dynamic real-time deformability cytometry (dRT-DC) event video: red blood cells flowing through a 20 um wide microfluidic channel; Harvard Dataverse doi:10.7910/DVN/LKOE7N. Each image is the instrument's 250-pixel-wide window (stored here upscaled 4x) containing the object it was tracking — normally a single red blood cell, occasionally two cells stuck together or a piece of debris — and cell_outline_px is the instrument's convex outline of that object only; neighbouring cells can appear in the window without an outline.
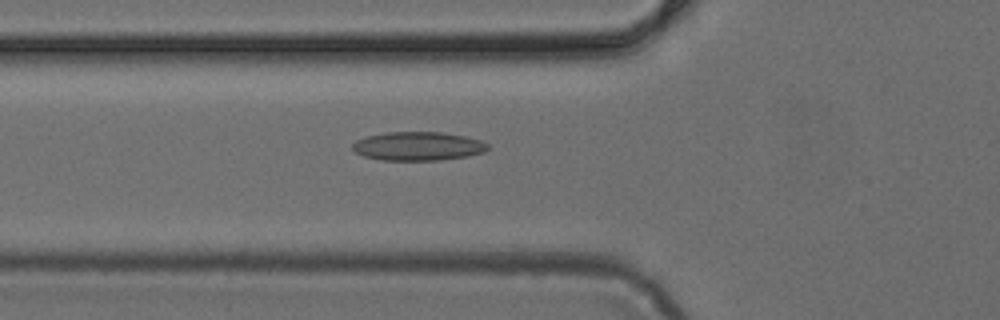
{"species": "common noctule bat (a hibernating species)", "species_latin": "Nyctalus noctula", "temperature_condition": "cold", "stored_images_in_passage": 49, "camera_frame_rate_fps": 3000, "um_per_image_px": 0.085, "animal": {"sex": "female", "body_mass_g": 24.6, "forearm_length_mm": 56.2}, "frame": {"image": 1, "passage_image": 18, "time_ms": 5.667, "image_size_px": [1000, 320], "cell_outline_px": [[488, 148], [484, 152], [468, 156], [436, 160], [380, 160], [364, 156], [356, 152], [352, 148], [352, 144], [356, 140], [368, 136], [388, 132], [440, 132], [464, 136], [480, 140], [488, 144]], "centroid_in_image_um": [35.52, 12.42], "position_along_channel_um": 90.3, "area_um2": 22.48}}
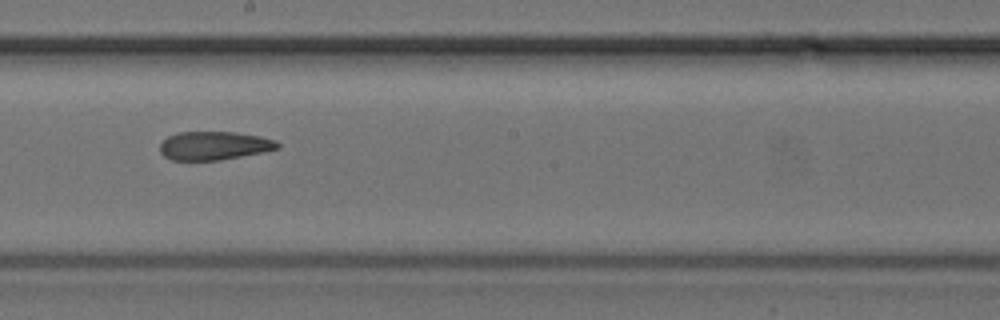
{"frame": {"image": 2, "passage_image": 28, "time_ms": 9.0, "image_size_px": [1000, 320], "cell_outline_px": [[280, 148], [264, 152], [220, 160], [172, 160], [164, 156], [160, 152], [160, 144], [168, 136], [180, 132], [236, 132], [260, 136], [276, 140], [280, 144]], "centroid_in_image_um": [18.23, 12.38], "position_along_channel_um": 230.0, "area_um2": 19.59}}
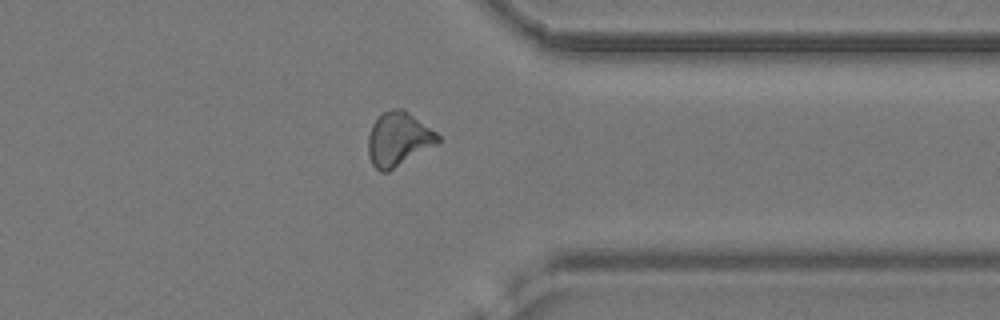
{"frame": {"image": 3, "passage_image": 39, "time_ms": 12.667, "image_size_px": [1000, 320], "cell_outline_px": [[440, 140], [436, 144], [388, 172], [380, 172], [372, 164], [368, 152], [368, 136], [372, 124], [384, 112], [392, 108], [404, 108], [436, 132], [440, 136]], "centroid_in_image_um": [33.86, 11.82], "position_along_channel_um": 377.5, "area_um2": 21.79}}